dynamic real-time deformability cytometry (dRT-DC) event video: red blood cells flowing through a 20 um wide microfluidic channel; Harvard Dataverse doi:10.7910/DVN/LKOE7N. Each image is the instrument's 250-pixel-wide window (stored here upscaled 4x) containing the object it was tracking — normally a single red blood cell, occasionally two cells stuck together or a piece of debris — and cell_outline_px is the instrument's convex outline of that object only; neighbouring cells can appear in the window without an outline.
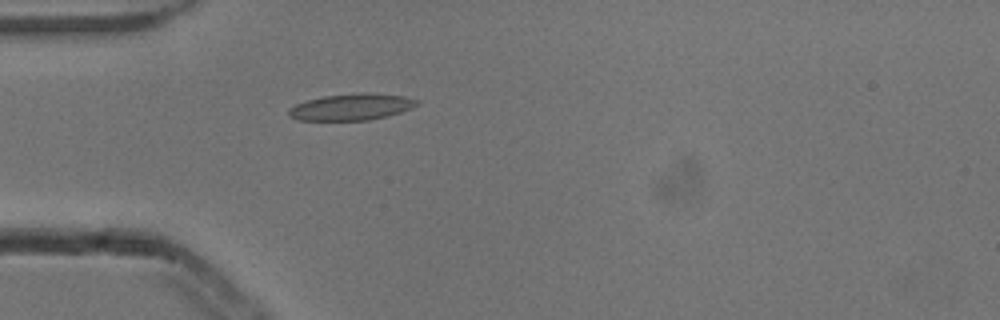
{"species": "common noctule bat (a hibernating species)", "species_latin": "Nyctalus noctula", "temperature_condition": "cold", "stored_images_in_passage": 1, "camera_frame_rate_fps": 3000, "um_per_image_px": 0.085, "animal": {"sex": "male", "body_mass_g": 13.3}, "frame": {"image": 1, "passage_image": 1, "time_ms": 0.0, "image_size_px": [1000, 320], "cell_outline_px": [[420, 104], [412, 108], [388, 116], [368, 120], [296, 120], [288, 116], [288, 108], [296, 104], [308, 100], [324, 96], [360, 92], [404, 96], [420, 100]], "centroid_in_image_um": [29.88, 9.09], "position_along_channel_um": 55.1, "area_um2": 19.88}}